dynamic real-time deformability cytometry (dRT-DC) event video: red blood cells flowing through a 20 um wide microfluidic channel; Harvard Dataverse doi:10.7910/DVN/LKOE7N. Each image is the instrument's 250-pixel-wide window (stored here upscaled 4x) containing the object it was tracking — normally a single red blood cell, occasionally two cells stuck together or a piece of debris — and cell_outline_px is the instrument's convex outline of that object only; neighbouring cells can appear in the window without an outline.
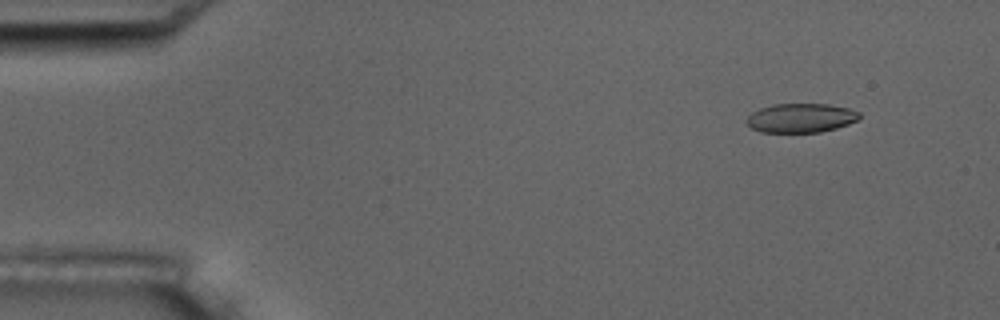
{"species": "common noctule bat (a hibernating species)", "species_latin": "Nyctalus noctula", "temperature_condition": "room temperature", "stored_images_in_passage": 5, "camera_frame_rate_fps": 3000, "um_per_image_px": 0.085, "animal": {"sex": "male", "body_mass_g": 17.5, "forearm_length_mm": 52.3}, "frame": {"image": 1, "passage_image": 2, "time_ms": 1.333, "image_size_px": [1000, 320], "cell_outline_px": [[860, 116], [856, 120], [848, 124], [836, 128], [820, 132], [760, 132], [752, 128], [744, 120], [752, 112], [760, 108], [772, 104], [828, 104], [848, 108], [860, 112]], "centroid_in_image_um": [68.05, 10.02], "position_along_channel_um": 17.0, "area_um2": 19.13}}
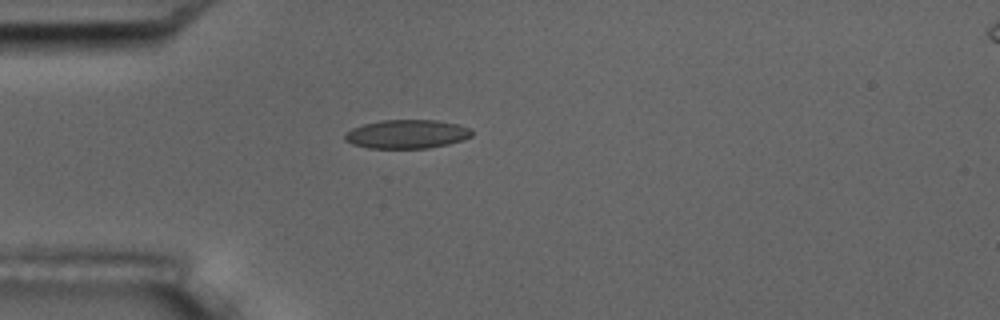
{"frame": {"image": 2, "passage_image": 5, "time_ms": 4.667, "image_size_px": [1000, 320], "cell_outline_px": [[472, 136], [464, 140], [448, 144], [428, 148], [368, 148], [352, 144], [344, 140], [344, 136], [352, 128], [364, 124], [380, 120], [436, 120], [456, 124], [472, 128]], "centroid_in_image_um": [34.6, 11.4], "position_along_channel_um": 50.4, "area_um2": 21.33}}